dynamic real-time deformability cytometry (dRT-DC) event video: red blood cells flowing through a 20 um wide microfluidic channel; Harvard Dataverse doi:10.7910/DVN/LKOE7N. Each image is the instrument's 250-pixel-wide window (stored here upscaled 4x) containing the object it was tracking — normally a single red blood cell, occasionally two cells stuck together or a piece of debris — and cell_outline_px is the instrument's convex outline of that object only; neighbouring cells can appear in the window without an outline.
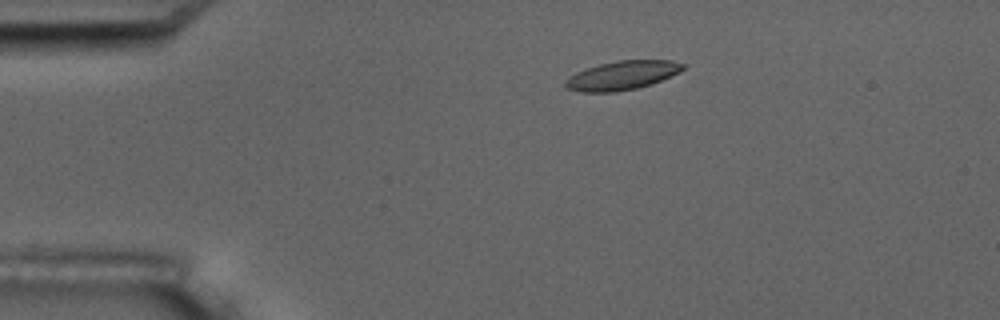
{"species": "common noctule bat (a hibernating species)", "species_latin": "Nyctalus noctula", "temperature_condition": "room temperature", "stored_images_in_passage": 4, "camera_frame_rate_fps": 3000, "um_per_image_px": 0.085, "animal": {"sex": "male", "body_mass_g": 17.5, "forearm_length_mm": 52.3}, "frame": {"image": 1, "passage_image": 2, "time_ms": 1.0, "image_size_px": [1000, 320], "cell_outline_px": [[684, 68], [680, 72], [652, 84], [636, 88], [616, 92], [580, 92], [564, 88], [564, 80], [576, 72], [600, 64], [616, 60], [672, 60], [684, 64]], "centroid_in_image_um": [52.86, 6.41], "position_along_channel_um": 32.1, "area_um2": 19.88}}
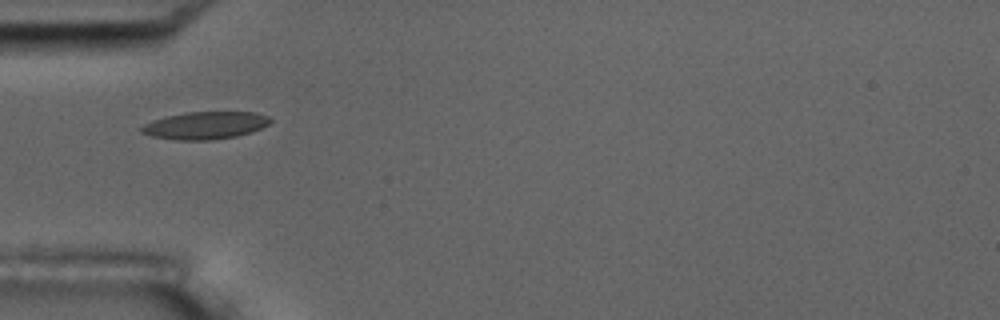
{"frame": {"image": 2, "passage_image": 4, "time_ms": 3.333, "image_size_px": [1000, 320], "cell_outline_px": [[272, 120], [268, 124], [252, 132], [236, 136], [212, 140], [176, 140], [152, 136], [140, 132], [140, 128], [144, 124], [152, 120], [164, 116], [184, 112], [256, 112], [268, 116]], "centroid_in_image_um": [17.42, 10.65], "position_along_channel_um": 67.6, "area_um2": 20.75}}